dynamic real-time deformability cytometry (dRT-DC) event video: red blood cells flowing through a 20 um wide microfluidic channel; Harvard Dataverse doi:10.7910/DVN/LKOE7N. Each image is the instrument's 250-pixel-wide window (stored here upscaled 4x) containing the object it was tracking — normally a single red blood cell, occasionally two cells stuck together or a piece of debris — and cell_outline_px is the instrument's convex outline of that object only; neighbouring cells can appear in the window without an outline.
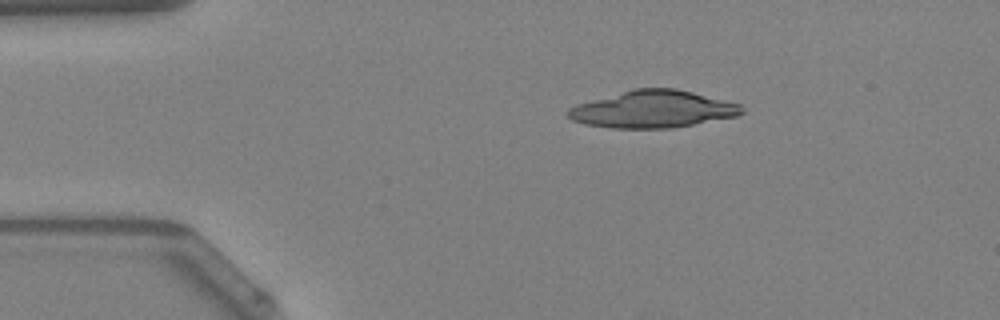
{"species": "Egyptian fruit bat (a non-hibernating species)", "species_latin": "Rousettus aegyptiacus", "temperature_condition": "warm", "stored_images_in_passage": 41, "camera_frame_rate_fps": 3000, "um_per_image_px": 0.085, "animal": {"sex": "female"}, "frame": {"image": 1, "passage_image": 1, "time_ms": 0.0, "image_size_px": [1000, 320], "cell_outline_px": [[744, 112], [736, 116], [672, 128], [612, 128], [584, 124], [572, 120], [568, 116], [568, 108], [576, 104], [632, 88], [676, 88], [740, 104], [744, 108]], "centroid_in_image_um": [55.47, 9.28], "position_along_channel_um": 29.5, "area_um2": 37.57}}